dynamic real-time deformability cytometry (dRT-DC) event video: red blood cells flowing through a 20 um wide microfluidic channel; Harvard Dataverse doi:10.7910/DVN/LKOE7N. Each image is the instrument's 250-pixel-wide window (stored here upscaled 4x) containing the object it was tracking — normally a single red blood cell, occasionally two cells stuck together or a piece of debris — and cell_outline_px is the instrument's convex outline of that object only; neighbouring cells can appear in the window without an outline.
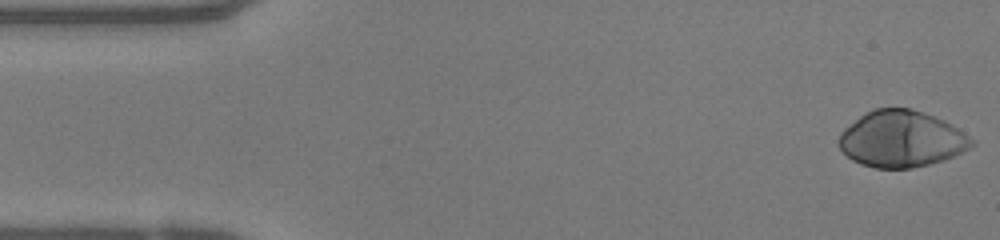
{"species": "human", "species_latin": "Homo sapiens", "temperature_condition": "warm", "stored_images_in_passage": 48, "camera_frame_rate_fps": 3000, "um_per_image_px": 0.085, "donor": {"sex": "female"}, "frame": {"image": 1, "passage_image": 1, "time_ms": 0.0, "image_size_px": [1000, 240], "cell_outline_px": [[976, 144], [972, 148], [944, 160], [912, 168], [876, 168], [860, 164], [852, 160], [840, 148], [840, 132], [844, 128], [864, 112], [876, 108], [912, 108], [924, 112], [944, 120], [952, 124], [964, 132]], "centroid_in_image_um": [76.64, 11.81], "position_along_channel_um": 8.4, "area_um2": 43.75}}
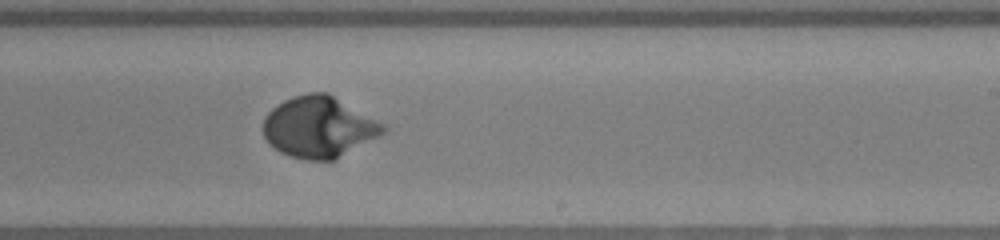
{"frame": {"image": 2, "passage_image": 28, "time_ms": 9.0, "image_size_px": [1000, 240], "cell_outline_px": [[388, 128], [384, 132], [336, 160], [308, 160], [292, 156], [280, 152], [268, 144], [264, 136], [264, 116], [272, 108], [284, 100], [292, 96], [308, 92], [328, 92], [384, 124]], "centroid_in_image_um": [27.08, 10.79], "position_along_channel_um": 261.9, "area_um2": 42.6}}
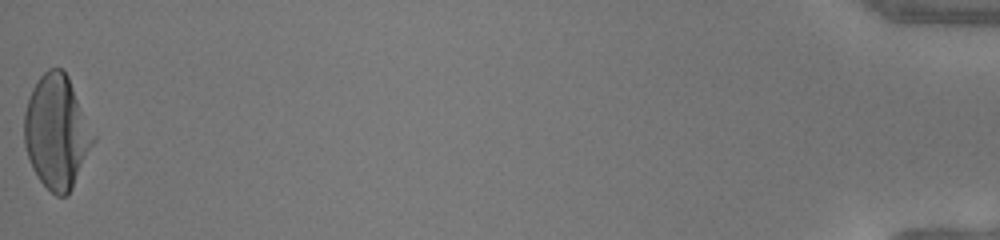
{"frame": {"image": 3, "passage_image": 48, "time_ms": 15.667, "image_size_px": [1000, 240], "cell_outline_px": [[96, 140], [68, 196], [56, 196], [40, 180], [32, 168], [24, 144], [24, 112], [32, 88], [36, 80], [48, 68], [60, 68], [68, 76], [96, 136]], "centroid_in_image_um": [4.83, 11.21], "position_along_channel_um": 430.4, "area_um2": 45.66}, "authors_computed_cell_mechanics": {"area_um2": 41.9628, "velocity_mm_per_s": 4.1557, "shape_relaxation_time_tau1_ms": 3.044, "shape_relaxation_time_tau2_ms": null, "deformation_change_tau1": 0.2215, "deformation_change_tau2": null}}